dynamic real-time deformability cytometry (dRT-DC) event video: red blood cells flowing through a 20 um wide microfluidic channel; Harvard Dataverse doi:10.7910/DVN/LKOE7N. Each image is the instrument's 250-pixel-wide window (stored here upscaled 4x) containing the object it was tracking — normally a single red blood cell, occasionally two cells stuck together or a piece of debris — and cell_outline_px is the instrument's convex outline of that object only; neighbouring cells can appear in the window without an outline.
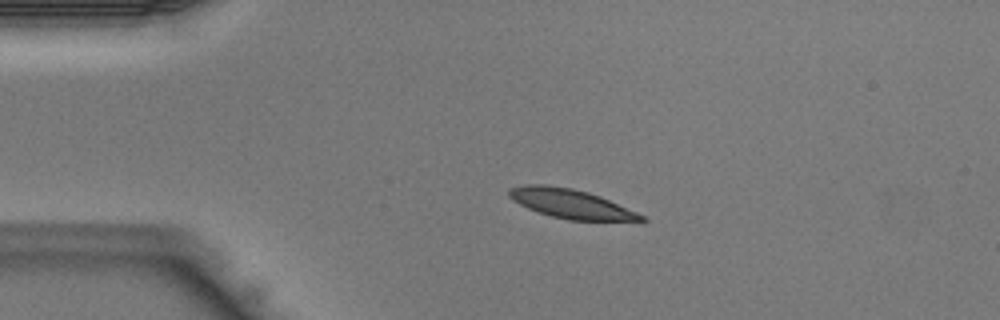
{"species": "Egyptian fruit bat (a non-hibernating species)", "species_latin": "Rousettus aegyptiacus", "temperature_condition": "warm", "stored_images_in_passage": 35, "camera_frame_rate_fps": 3000, "um_per_image_px": 0.085, "animal": {"sex": "male"}, "frame": {"image": 1, "passage_image": 1, "time_ms": 0.0, "image_size_px": [1000, 320], "cell_outline_px": [[648, 220], [568, 220], [552, 216], [528, 208], [512, 200], [508, 196], [508, 188], [524, 184], [544, 184], [572, 188], [588, 192], [600, 196], [636, 212], [644, 216]], "centroid_in_image_um": [48.45, 17.29], "position_along_channel_um": 36.6, "area_um2": 22.2}}
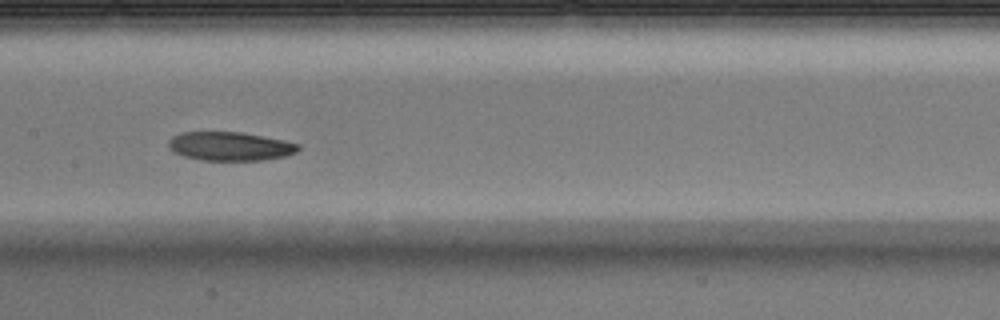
{"frame": {"image": 2, "passage_image": 13, "time_ms": 4.0, "image_size_px": [1000, 320], "cell_outline_px": [[300, 148], [296, 152], [284, 156], [264, 160], [200, 160], [184, 156], [172, 152], [168, 148], [168, 140], [172, 136], [180, 132], [240, 132], [264, 136], [284, 140], [300, 144]], "centroid_in_image_um": [19.52, 12.43], "position_along_channel_um": 187.9, "area_um2": 21.91}}
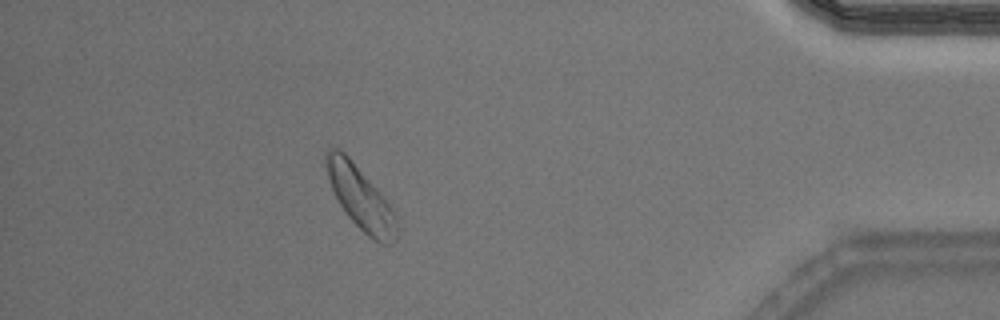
{"frame": {"image": 3, "passage_image": 30, "time_ms": 9.667, "image_size_px": [1000, 320], "cell_outline_px": [[400, 236], [396, 240], [388, 244], [380, 244], [368, 236], [344, 212], [332, 188], [324, 164], [324, 152], [328, 148], [340, 148], [348, 156], [380, 192], [396, 212], [400, 228]], "centroid_in_image_um": [30.69, 16.85], "position_along_channel_um": 404.5, "area_um2": 26.24}}